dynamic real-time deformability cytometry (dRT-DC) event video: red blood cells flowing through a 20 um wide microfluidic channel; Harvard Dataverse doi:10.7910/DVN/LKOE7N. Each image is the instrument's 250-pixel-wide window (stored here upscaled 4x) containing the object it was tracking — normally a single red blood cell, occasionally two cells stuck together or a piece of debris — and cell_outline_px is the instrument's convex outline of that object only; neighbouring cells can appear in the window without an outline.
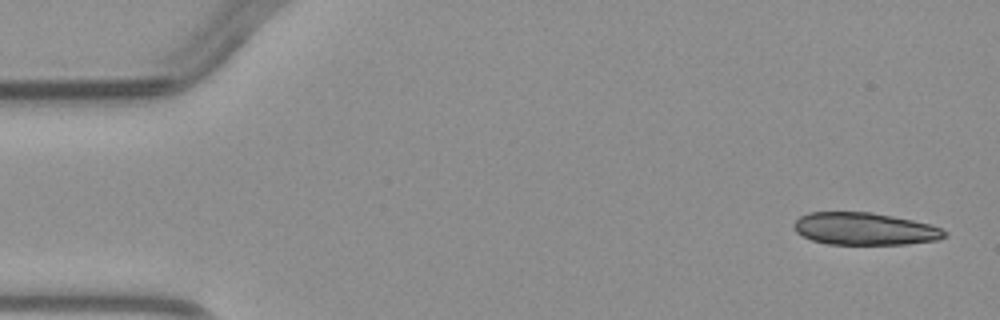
{"species": "common noctule bat (a hibernating species)", "species_latin": "Nyctalus noctula", "temperature_condition": "warm", "stored_images_in_passage": 4, "camera_frame_rate_fps": 3000, "um_per_image_px": 0.085, "animal": {"sex": "male", "body_mass_g": 23.1, "forearm_length_mm": 52.7}, "frame": {"image": 1, "passage_image": 1, "time_ms": 0.0, "image_size_px": [1000, 320], "cell_outline_px": [[948, 236], [940, 240], [904, 244], [828, 244], [812, 240], [796, 232], [792, 224], [800, 216], [808, 212], [872, 212], [932, 224], [948, 232]], "centroid_in_image_um": [73.52, 19.45], "position_along_channel_um": 11.5, "area_um2": 28.55}}